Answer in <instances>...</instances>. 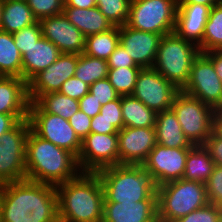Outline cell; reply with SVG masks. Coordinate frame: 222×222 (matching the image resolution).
<instances>
[{"instance_id": "obj_1", "label": "cell", "mask_w": 222, "mask_h": 222, "mask_svg": "<svg viewBox=\"0 0 222 222\" xmlns=\"http://www.w3.org/2000/svg\"><path fill=\"white\" fill-rule=\"evenodd\" d=\"M1 222H57L58 196L54 185L28 179L0 185Z\"/></svg>"}, {"instance_id": "obj_2", "label": "cell", "mask_w": 222, "mask_h": 222, "mask_svg": "<svg viewBox=\"0 0 222 222\" xmlns=\"http://www.w3.org/2000/svg\"><path fill=\"white\" fill-rule=\"evenodd\" d=\"M55 187L61 222L103 221L104 191L97 173L81 172Z\"/></svg>"}, {"instance_id": "obj_3", "label": "cell", "mask_w": 222, "mask_h": 222, "mask_svg": "<svg viewBox=\"0 0 222 222\" xmlns=\"http://www.w3.org/2000/svg\"><path fill=\"white\" fill-rule=\"evenodd\" d=\"M80 173L77 158L71 152L42 139L30 129L26 142V179L57 186Z\"/></svg>"}, {"instance_id": "obj_4", "label": "cell", "mask_w": 222, "mask_h": 222, "mask_svg": "<svg viewBox=\"0 0 222 222\" xmlns=\"http://www.w3.org/2000/svg\"><path fill=\"white\" fill-rule=\"evenodd\" d=\"M96 173L103 187L104 202L157 200V186L143 165L118 164Z\"/></svg>"}, {"instance_id": "obj_5", "label": "cell", "mask_w": 222, "mask_h": 222, "mask_svg": "<svg viewBox=\"0 0 222 222\" xmlns=\"http://www.w3.org/2000/svg\"><path fill=\"white\" fill-rule=\"evenodd\" d=\"M206 186L179 179L157 187L158 222H175L208 204Z\"/></svg>"}, {"instance_id": "obj_6", "label": "cell", "mask_w": 222, "mask_h": 222, "mask_svg": "<svg viewBox=\"0 0 222 222\" xmlns=\"http://www.w3.org/2000/svg\"><path fill=\"white\" fill-rule=\"evenodd\" d=\"M199 54L196 44L174 31L162 36L153 68L181 91L188 83L192 63Z\"/></svg>"}, {"instance_id": "obj_7", "label": "cell", "mask_w": 222, "mask_h": 222, "mask_svg": "<svg viewBox=\"0 0 222 222\" xmlns=\"http://www.w3.org/2000/svg\"><path fill=\"white\" fill-rule=\"evenodd\" d=\"M178 0H131L126 25L164 36L174 32Z\"/></svg>"}, {"instance_id": "obj_8", "label": "cell", "mask_w": 222, "mask_h": 222, "mask_svg": "<svg viewBox=\"0 0 222 222\" xmlns=\"http://www.w3.org/2000/svg\"><path fill=\"white\" fill-rule=\"evenodd\" d=\"M171 109L192 145H203L213 133L215 110L199 99L180 91L175 96Z\"/></svg>"}, {"instance_id": "obj_9", "label": "cell", "mask_w": 222, "mask_h": 222, "mask_svg": "<svg viewBox=\"0 0 222 222\" xmlns=\"http://www.w3.org/2000/svg\"><path fill=\"white\" fill-rule=\"evenodd\" d=\"M28 120L31 130L37 136L71 152L78 158L82 140L70 126L68 120L45 112L36 102L29 104Z\"/></svg>"}, {"instance_id": "obj_10", "label": "cell", "mask_w": 222, "mask_h": 222, "mask_svg": "<svg viewBox=\"0 0 222 222\" xmlns=\"http://www.w3.org/2000/svg\"><path fill=\"white\" fill-rule=\"evenodd\" d=\"M28 119L20 121L0 137V185L26 179V142Z\"/></svg>"}, {"instance_id": "obj_11", "label": "cell", "mask_w": 222, "mask_h": 222, "mask_svg": "<svg viewBox=\"0 0 222 222\" xmlns=\"http://www.w3.org/2000/svg\"><path fill=\"white\" fill-rule=\"evenodd\" d=\"M181 91L214 110L222 109V81L204 53L194 59L188 83Z\"/></svg>"}, {"instance_id": "obj_12", "label": "cell", "mask_w": 222, "mask_h": 222, "mask_svg": "<svg viewBox=\"0 0 222 222\" xmlns=\"http://www.w3.org/2000/svg\"><path fill=\"white\" fill-rule=\"evenodd\" d=\"M180 90L156 69L141 68L132 96L156 113L171 109Z\"/></svg>"}, {"instance_id": "obj_13", "label": "cell", "mask_w": 222, "mask_h": 222, "mask_svg": "<svg viewBox=\"0 0 222 222\" xmlns=\"http://www.w3.org/2000/svg\"><path fill=\"white\" fill-rule=\"evenodd\" d=\"M80 172L96 173L119 164L118 135L90 133L82 140L77 158Z\"/></svg>"}, {"instance_id": "obj_14", "label": "cell", "mask_w": 222, "mask_h": 222, "mask_svg": "<svg viewBox=\"0 0 222 222\" xmlns=\"http://www.w3.org/2000/svg\"><path fill=\"white\" fill-rule=\"evenodd\" d=\"M190 150L191 148H169L156 144L142 165L158 187L183 178Z\"/></svg>"}, {"instance_id": "obj_15", "label": "cell", "mask_w": 222, "mask_h": 222, "mask_svg": "<svg viewBox=\"0 0 222 222\" xmlns=\"http://www.w3.org/2000/svg\"><path fill=\"white\" fill-rule=\"evenodd\" d=\"M78 54L62 53L45 70L36 74L28 83V97L35 102L41 95L59 92L62 84L75 76Z\"/></svg>"}, {"instance_id": "obj_16", "label": "cell", "mask_w": 222, "mask_h": 222, "mask_svg": "<svg viewBox=\"0 0 222 222\" xmlns=\"http://www.w3.org/2000/svg\"><path fill=\"white\" fill-rule=\"evenodd\" d=\"M117 135L119 164L142 165L157 144L155 128L123 127Z\"/></svg>"}, {"instance_id": "obj_17", "label": "cell", "mask_w": 222, "mask_h": 222, "mask_svg": "<svg viewBox=\"0 0 222 222\" xmlns=\"http://www.w3.org/2000/svg\"><path fill=\"white\" fill-rule=\"evenodd\" d=\"M42 36L51 41L61 53L82 54L86 37L64 15L43 18L40 21Z\"/></svg>"}, {"instance_id": "obj_18", "label": "cell", "mask_w": 222, "mask_h": 222, "mask_svg": "<svg viewBox=\"0 0 222 222\" xmlns=\"http://www.w3.org/2000/svg\"><path fill=\"white\" fill-rule=\"evenodd\" d=\"M162 35L128 27H119V43L141 68H152Z\"/></svg>"}, {"instance_id": "obj_19", "label": "cell", "mask_w": 222, "mask_h": 222, "mask_svg": "<svg viewBox=\"0 0 222 222\" xmlns=\"http://www.w3.org/2000/svg\"><path fill=\"white\" fill-rule=\"evenodd\" d=\"M213 6L194 3H178L175 32L199 47L203 39L205 24Z\"/></svg>"}, {"instance_id": "obj_20", "label": "cell", "mask_w": 222, "mask_h": 222, "mask_svg": "<svg viewBox=\"0 0 222 222\" xmlns=\"http://www.w3.org/2000/svg\"><path fill=\"white\" fill-rule=\"evenodd\" d=\"M29 104L25 80L15 76H0V113L12 114L22 121L28 119Z\"/></svg>"}, {"instance_id": "obj_21", "label": "cell", "mask_w": 222, "mask_h": 222, "mask_svg": "<svg viewBox=\"0 0 222 222\" xmlns=\"http://www.w3.org/2000/svg\"><path fill=\"white\" fill-rule=\"evenodd\" d=\"M102 222H158L157 200L104 202Z\"/></svg>"}, {"instance_id": "obj_22", "label": "cell", "mask_w": 222, "mask_h": 222, "mask_svg": "<svg viewBox=\"0 0 222 222\" xmlns=\"http://www.w3.org/2000/svg\"><path fill=\"white\" fill-rule=\"evenodd\" d=\"M62 53L43 36L22 55V79L27 83L53 64Z\"/></svg>"}, {"instance_id": "obj_23", "label": "cell", "mask_w": 222, "mask_h": 222, "mask_svg": "<svg viewBox=\"0 0 222 222\" xmlns=\"http://www.w3.org/2000/svg\"><path fill=\"white\" fill-rule=\"evenodd\" d=\"M156 142L169 148H192L176 114L172 109L157 113L155 122Z\"/></svg>"}, {"instance_id": "obj_24", "label": "cell", "mask_w": 222, "mask_h": 222, "mask_svg": "<svg viewBox=\"0 0 222 222\" xmlns=\"http://www.w3.org/2000/svg\"><path fill=\"white\" fill-rule=\"evenodd\" d=\"M63 13L85 37L106 32L114 27L97 6L89 9L64 7Z\"/></svg>"}, {"instance_id": "obj_25", "label": "cell", "mask_w": 222, "mask_h": 222, "mask_svg": "<svg viewBox=\"0 0 222 222\" xmlns=\"http://www.w3.org/2000/svg\"><path fill=\"white\" fill-rule=\"evenodd\" d=\"M124 127L155 128L157 113L132 95L121 96Z\"/></svg>"}, {"instance_id": "obj_26", "label": "cell", "mask_w": 222, "mask_h": 222, "mask_svg": "<svg viewBox=\"0 0 222 222\" xmlns=\"http://www.w3.org/2000/svg\"><path fill=\"white\" fill-rule=\"evenodd\" d=\"M215 165L204 145L193 146L186 157L185 172L182 179L205 184Z\"/></svg>"}, {"instance_id": "obj_27", "label": "cell", "mask_w": 222, "mask_h": 222, "mask_svg": "<svg viewBox=\"0 0 222 222\" xmlns=\"http://www.w3.org/2000/svg\"><path fill=\"white\" fill-rule=\"evenodd\" d=\"M36 21L27 2L3 1L0 30L13 34Z\"/></svg>"}, {"instance_id": "obj_28", "label": "cell", "mask_w": 222, "mask_h": 222, "mask_svg": "<svg viewBox=\"0 0 222 222\" xmlns=\"http://www.w3.org/2000/svg\"><path fill=\"white\" fill-rule=\"evenodd\" d=\"M0 76L22 78V55L13 34L0 30Z\"/></svg>"}, {"instance_id": "obj_29", "label": "cell", "mask_w": 222, "mask_h": 222, "mask_svg": "<svg viewBox=\"0 0 222 222\" xmlns=\"http://www.w3.org/2000/svg\"><path fill=\"white\" fill-rule=\"evenodd\" d=\"M119 45V27L93 34L86 37L84 54L108 60L112 52Z\"/></svg>"}, {"instance_id": "obj_30", "label": "cell", "mask_w": 222, "mask_h": 222, "mask_svg": "<svg viewBox=\"0 0 222 222\" xmlns=\"http://www.w3.org/2000/svg\"><path fill=\"white\" fill-rule=\"evenodd\" d=\"M45 112L59 115L68 120L79 110V100L59 92L41 95L35 101Z\"/></svg>"}, {"instance_id": "obj_31", "label": "cell", "mask_w": 222, "mask_h": 222, "mask_svg": "<svg viewBox=\"0 0 222 222\" xmlns=\"http://www.w3.org/2000/svg\"><path fill=\"white\" fill-rule=\"evenodd\" d=\"M108 69L107 60L82 53L78 55L75 76L90 86L98 80L107 78Z\"/></svg>"}, {"instance_id": "obj_32", "label": "cell", "mask_w": 222, "mask_h": 222, "mask_svg": "<svg viewBox=\"0 0 222 222\" xmlns=\"http://www.w3.org/2000/svg\"><path fill=\"white\" fill-rule=\"evenodd\" d=\"M211 50H222V3L211 8L201 41V53Z\"/></svg>"}, {"instance_id": "obj_33", "label": "cell", "mask_w": 222, "mask_h": 222, "mask_svg": "<svg viewBox=\"0 0 222 222\" xmlns=\"http://www.w3.org/2000/svg\"><path fill=\"white\" fill-rule=\"evenodd\" d=\"M141 67L109 68L108 79L120 96L132 95Z\"/></svg>"}, {"instance_id": "obj_34", "label": "cell", "mask_w": 222, "mask_h": 222, "mask_svg": "<svg viewBox=\"0 0 222 222\" xmlns=\"http://www.w3.org/2000/svg\"><path fill=\"white\" fill-rule=\"evenodd\" d=\"M131 0H97L96 6L113 26H123L129 17Z\"/></svg>"}, {"instance_id": "obj_35", "label": "cell", "mask_w": 222, "mask_h": 222, "mask_svg": "<svg viewBox=\"0 0 222 222\" xmlns=\"http://www.w3.org/2000/svg\"><path fill=\"white\" fill-rule=\"evenodd\" d=\"M33 16L37 21L63 13L64 0H27Z\"/></svg>"}, {"instance_id": "obj_36", "label": "cell", "mask_w": 222, "mask_h": 222, "mask_svg": "<svg viewBox=\"0 0 222 222\" xmlns=\"http://www.w3.org/2000/svg\"><path fill=\"white\" fill-rule=\"evenodd\" d=\"M42 37V29L39 21L24 27L20 31L13 33L14 44L23 55L34 42H37Z\"/></svg>"}, {"instance_id": "obj_37", "label": "cell", "mask_w": 222, "mask_h": 222, "mask_svg": "<svg viewBox=\"0 0 222 222\" xmlns=\"http://www.w3.org/2000/svg\"><path fill=\"white\" fill-rule=\"evenodd\" d=\"M175 222H222V213L219 205L208 203Z\"/></svg>"}, {"instance_id": "obj_38", "label": "cell", "mask_w": 222, "mask_h": 222, "mask_svg": "<svg viewBox=\"0 0 222 222\" xmlns=\"http://www.w3.org/2000/svg\"><path fill=\"white\" fill-rule=\"evenodd\" d=\"M208 202L215 205L222 203V166L215 165L212 174L205 183Z\"/></svg>"}, {"instance_id": "obj_39", "label": "cell", "mask_w": 222, "mask_h": 222, "mask_svg": "<svg viewBox=\"0 0 222 222\" xmlns=\"http://www.w3.org/2000/svg\"><path fill=\"white\" fill-rule=\"evenodd\" d=\"M89 92L102 106L120 97L108 78L98 80L90 85Z\"/></svg>"}, {"instance_id": "obj_40", "label": "cell", "mask_w": 222, "mask_h": 222, "mask_svg": "<svg viewBox=\"0 0 222 222\" xmlns=\"http://www.w3.org/2000/svg\"><path fill=\"white\" fill-rule=\"evenodd\" d=\"M121 96L118 99L112 100L103 105L100 114L107 121L111 122L114 127L119 131L124 127L122 118Z\"/></svg>"}, {"instance_id": "obj_41", "label": "cell", "mask_w": 222, "mask_h": 222, "mask_svg": "<svg viewBox=\"0 0 222 222\" xmlns=\"http://www.w3.org/2000/svg\"><path fill=\"white\" fill-rule=\"evenodd\" d=\"M89 88L87 83L73 76L62 84L59 93L80 100L89 92Z\"/></svg>"}, {"instance_id": "obj_42", "label": "cell", "mask_w": 222, "mask_h": 222, "mask_svg": "<svg viewBox=\"0 0 222 222\" xmlns=\"http://www.w3.org/2000/svg\"><path fill=\"white\" fill-rule=\"evenodd\" d=\"M91 119L80 109L68 119L70 126L81 140L91 133Z\"/></svg>"}, {"instance_id": "obj_43", "label": "cell", "mask_w": 222, "mask_h": 222, "mask_svg": "<svg viewBox=\"0 0 222 222\" xmlns=\"http://www.w3.org/2000/svg\"><path fill=\"white\" fill-rule=\"evenodd\" d=\"M107 62L108 68L140 67L134 62L126 49L120 43L112 52Z\"/></svg>"}, {"instance_id": "obj_44", "label": "cell", "mask_w": 222, "mask_h": 222, "mask_svg": "<svg viewBox=\"0 0 222 222\" xmlns=\"http://www.w3.org/2000/svg\"><path fill=\"white\" fill-rule=\"evenodd\" d=\"M203 145L209 151L215 164L222 166V138L213 132Z\"/></svg>"}, {"instance_id": "obj_45", "label": "cell", "mask_w": 222, "mask_h": 222, "mask_svg": "<svg viewBox=\"0 0 222 222\" xmlns=\"http://www.w3.org/2000/svg\"><path fill=\"white\" fill-rule=\"evenodd\" d=\"M101 107L100 102L90 92L79 100V109L91 118L100 113Z\"/></svg>"}, {"instance_id": "obj_46", "label": "cell", "mask_w": 222, "mask_h": 222, "mask_svg": "<svg viewBox=\"0 0 222 222\" xmlns=\"http://www.w3.org/2000/svg\"><path fill=\"white\" fill-rule=\"evenodd\" d=\"M91 133L118 134V130L99 113L91 119Z\"/></svg>"}, {"instance_id": "obj_47", "label": "cell", "mask_w": 222, "mask_h": 222, "mask_svg": "<svg viewBox=\"0 0 222 222\" xmlns=\"http://www.w3.org/2000/svg\"><path fill=\"white\" fill-rule=\"evenodd\" d=\"M20 121L12 114L0 113V137L13 129Z\"/></svg>"}, {"instance_id": "obj_48", "label": "cell", "mask_w": 222, "mask_h": 222, "mask_svg": "<svg viewBox=\"0 0 222 222\" xmlns=\"http://www.w3.org/2000/svg\"><path fill=\"white\" fill-rule=\"evenodd\" d=\"M213 63V67L222 81V50H211L204 53Z\"/></svg>"}, {"instance_id": "obj_49", "label": "cell", "mask_w": 222, "mask_h": 222, "mask_svg": "<svg viewBox=\"0 0 222 222\" xmlns=\"http://www.w3.org/2000/svg\"><path fill=\"white\" fill-rule=\"evenodd\" d=\"M97 0H64V7L92 8L95 7Z\"/></svg>"}, {"instance_id": "obj_50", "label": "cell", "mask_w": 222, "mask_h": 222, "mask_svg": "<svg viewBox=\"0 0 222 222\" xmlns=\"http://www.w3.org/2000/svg\"><path fill=\"white\" fill-rule=\"evenodd\" d=\"M213 132L222 138V109L215 110L213 117Z\"/></svg>"}, {"instance_id": "obj_51", "label": "cell", "mask_w": 222, "mask_h": 222, "mask_svg": "<svg viewBox=\"0 0 222 222\" xmlns=\"http://www.w3.org/2000/svg\"><path fill=\"white\" fill-rule=\"evenodd\" d=\"M178 3H194L203 4L207 6H214L222 3V0H178Z\"/></svg>"}, {"instance_id": "obj_52", "label": "cell", "mask_w": 222, "mask_h": 222, "mask_svg": "<svg viewBox=\"0 0 222 222\" xmlns=\"http://www.w3.org/2000/svg\"><path fill=\"white\" fill-rule=\"evenodd\" d=\"M2 11H3V0H0V24H1Z\"/></svg>"}, {"instance_id": "obj_53", "label": "cell", "mask_w": 222, "mask_h": 222, "mask_svg": "<svg viewBox=\"0 0 222 222\" xmlns=\"http://www.w3.org/2000/svg\"><path fill=\"white\" fill-rule=\"evenodd\" d=\"M3 1H19V2H27V0H3Z\"/></svg>"}, {"instance_id": "obj_54", "label": "cell", "mask_w": 222, "mask_h": 222, "mask_svg": "<svg viewBox=\"0 0 222 222\" xmlns=\"http://www.w3.org/2000/svg\"><path fill=\"white\" fill-rule=\"evenodd\" d=\"M219 207H220V211L222 213V203L219 205Z\"/></svg>"}]
</instances>
